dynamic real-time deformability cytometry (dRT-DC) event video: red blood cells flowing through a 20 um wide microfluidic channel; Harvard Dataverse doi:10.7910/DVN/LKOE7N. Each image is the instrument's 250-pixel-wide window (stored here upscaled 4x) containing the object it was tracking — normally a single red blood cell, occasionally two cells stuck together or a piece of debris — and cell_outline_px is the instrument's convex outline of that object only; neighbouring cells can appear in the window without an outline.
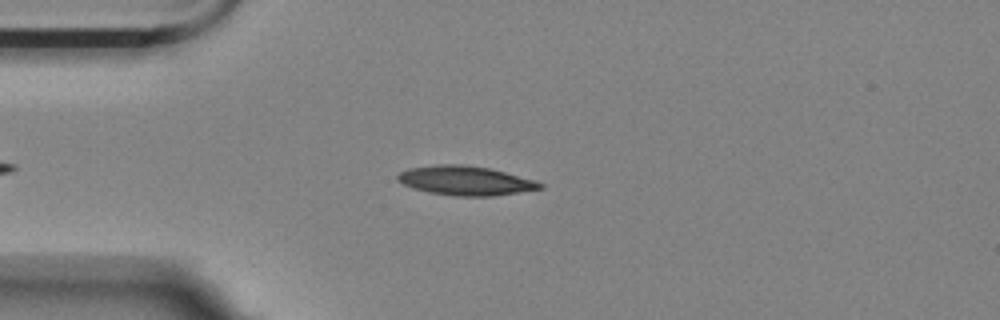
{"species": "Egyptian fruit bat (a non-hibernating species)", "species_latin": "Rousettus aegyptiacus", "temperature_condition": "room temperature", "stored_images_in_passage": 5, "camera_frame_rate_fps": 3000, "um_per_image_px": 0.085, "animal": {"sex": "female"}, "frame": {"image": 1, "passage_image": 3, "time_ms": 2.333, "image_size_px": [1000, 320], "cell_outline_px": [[544, 188], [492, 196], [456, 196], [428, 192], [412, 188], [396, 180], [396, 176], [400, 172], [408, 168], [436, 164], [464, 164], [488, 168], [536, 180], [544, 184]], "centroid_in_image_um": [39.54, 15.35], "position_along_channel_um": 45.5, "area_um2": 24.33}}
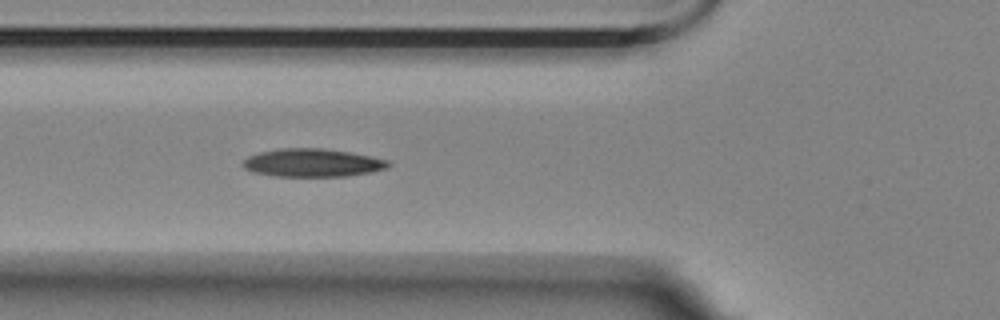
{"frame": {"image": 2, "passage_image": 5, "time_ms": 4.333, "image_size_px": [1000, 320], "cell_outline_px": [[392, 164], [388, 168], [372, 172], [348, 176], [272, 176], [252, 172], [244, 168], [240, 164], [248, 156], [260, 152], [280, 148], [320, 148], [348, 152], [388, 160]], "centroid_in_image_um": [26.53, 13.84], "position_along_channel_um": 99.3, "area_um2": 23.87}}